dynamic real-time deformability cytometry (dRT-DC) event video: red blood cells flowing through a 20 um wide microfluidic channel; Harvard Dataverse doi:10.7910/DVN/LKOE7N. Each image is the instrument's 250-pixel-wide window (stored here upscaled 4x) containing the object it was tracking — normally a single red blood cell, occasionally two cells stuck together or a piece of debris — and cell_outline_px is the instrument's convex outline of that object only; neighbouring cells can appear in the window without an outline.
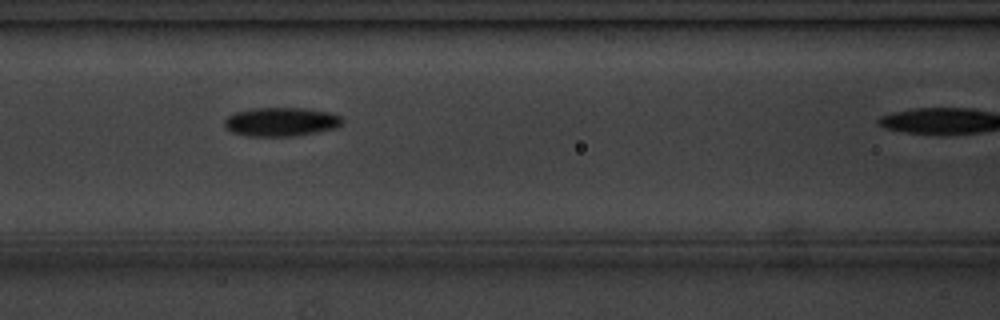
{"species": "common noctule bat (a hibernating species)", "species_latin": "Nyctalus noctula", "temperature_condition": "cold", "stored_images_in_passage": 5, "camera_frame_rate_fps": 3000, "um_per_image_px": 0.085, "animal": {"sex": "male", "body_mass_g": 20.1, "forearm_length_mm": 53.5}, "frame": {"image": 1, "passage_image": 4, "time_ms": 3.333, "image_size_px": [1000, 320], "cell_outline_px": [[344, 120], [336, 128], [296, 136], [248, 136], [232, 132], [224, 124], [224, 120], [228, 116], [236, 112], [256, 108], [304, 108], [328, 112], [340, 116]], "centroid_in_image_um": [23.9, 10.36], "position_along_channel_um": 142.7, "area_um2": 19.65}}